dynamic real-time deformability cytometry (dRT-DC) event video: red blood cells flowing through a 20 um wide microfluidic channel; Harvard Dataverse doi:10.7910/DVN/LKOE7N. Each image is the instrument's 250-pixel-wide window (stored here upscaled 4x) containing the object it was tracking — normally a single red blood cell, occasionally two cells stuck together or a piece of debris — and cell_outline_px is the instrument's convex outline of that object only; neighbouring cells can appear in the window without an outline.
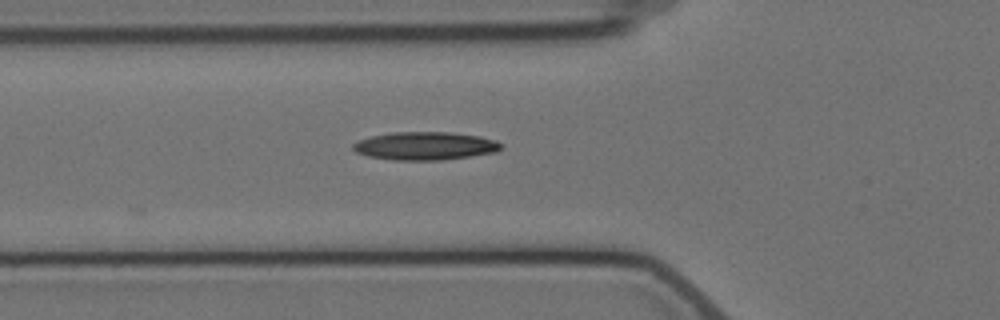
{"species": "Egyptian fruit bat (a non-hibernating species)", "species_latin": "Rousettus aegyptiacus", "temperature_condition": "cold", "stored_images_in_passage": 7, "camera_frame_rate_fps": 3000, "um_per_image_px": 0.085, "animal": {"sex": "female"}, "frame": {"image": 1, "passage_image": 6, "time_ms": 6.0, "image_size_px": [1000, 320], "cell_outline_px": [[500, 148], [496, 152], [440, 160], [392, 160], [368, 156], [356, 152], [352, 148], [352, 144], [360, 140], [372, 136], [392, 132], [448, 132], [480, 136], [496, 140], [500, 144]], "centroid_in_image_um": [36.1, 12.4], "position_along_channel_um": 89.7, "area_um2": 24.04}}